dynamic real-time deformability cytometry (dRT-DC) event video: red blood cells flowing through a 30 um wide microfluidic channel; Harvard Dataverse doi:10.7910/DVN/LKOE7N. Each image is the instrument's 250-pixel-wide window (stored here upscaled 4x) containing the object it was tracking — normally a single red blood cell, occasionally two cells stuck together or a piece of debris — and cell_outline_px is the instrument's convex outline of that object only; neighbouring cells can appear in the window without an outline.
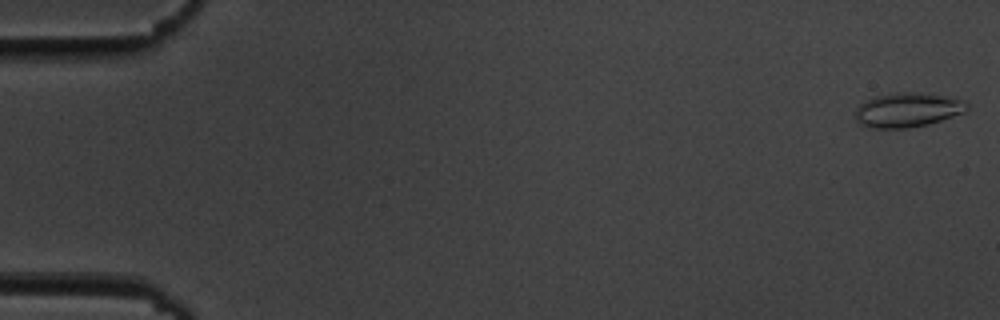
{"species": "common noctule bat (a hibernating species)", "species_latin": "Nyctalus noctula", "temperature_condition": "cold", "stored_images_in_passage": 54, "camera_frame_rate_fps": 3000, "um_per_image_px": 0.085, "animal": {"sex": "male", "body_mass_g": 19.5, "forearm_length_mm": 54.6}, "frame": {"image": 1, "passage_image": 1, "time_ms": 0.0, "image_size_px": [1000, 320], "cell_outline_px": [[968, 108], [964, 112], [928, 124], [908, 128], [872, 128], [860, 124], [856, 120], [856, 108], [864, 100], [876, 96], [892, 92], [916, 92], [944, 96], [968, 100]], "centroid_in_image_um": [77.14, 9.33], "position_along_channel_um": 7.9, "area_um2": 22.48}}
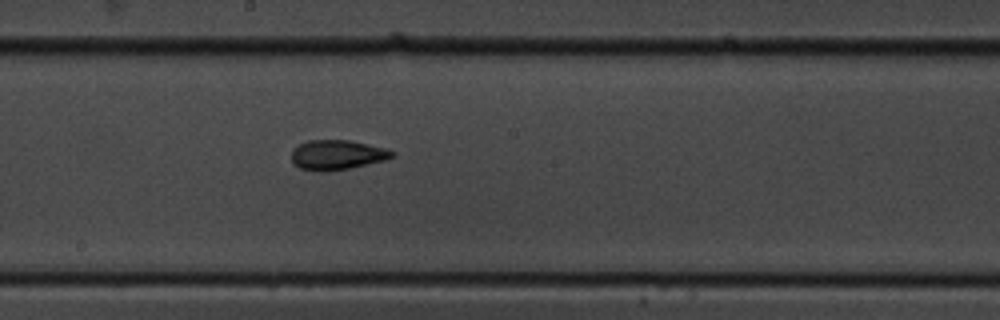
{"frame": {"image": 2, "passage_image": 30, "time_ms": 9.667, "image_size_px": [1000, 320], "cell_outline_px": [[396, 152], [392, 156], [384, 160], [348, 168], [328, 172], [320, 172], [300, 168], [292, 164], [292, 152], [300, 144], [308, 140], [348, 140], [388, 148]], "centroid_in_image_um": [28.65, 13.17], "position_along_channel_um": 219.6, "area_um2": 17.4}}
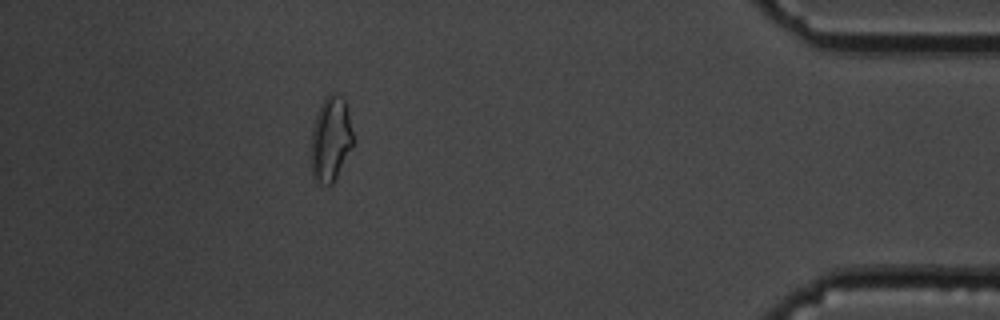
{"frame": {"image": 3, "passage_image": 49, "time_ms": 16.0, "image_size_px": [1000, 320], "cell_outline_px": [[356, 140], [352, 148], [332, 184], [320, 184], [312, 176], [312, 128], [320, 104], [324, 96], [328, 92], [336, 92], [344, 100], [348, 108]], "centroid_in_image_um": [28.15, 11.76], "position_along_channel_um": 407.0, "area_um2": 21.15}, "authors_computed_cell_mechanics": {"area_um2": 17.7157, "velocity_mm_per_s": 3.697, "shape_relaxation_time_tau1_ms": 6.8748, "shape_relaxation_time_tau2_ms": 1.513, "deformation_change_tau1": 0.1662, "deformation_change_tau2": 0.0665}}